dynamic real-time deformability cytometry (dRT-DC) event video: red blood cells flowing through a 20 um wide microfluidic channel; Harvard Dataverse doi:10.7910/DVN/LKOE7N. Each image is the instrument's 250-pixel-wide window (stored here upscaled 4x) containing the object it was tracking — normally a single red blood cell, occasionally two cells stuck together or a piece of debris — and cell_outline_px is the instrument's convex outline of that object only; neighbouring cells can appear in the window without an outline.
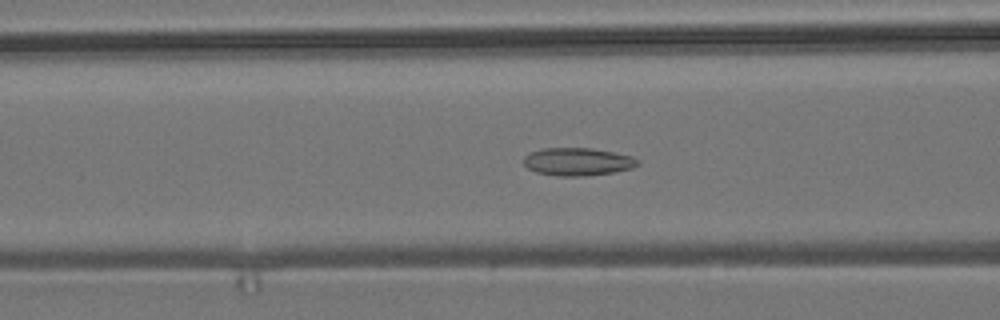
{"species": "common noctule bat (a hibernating species)", "species_latin": "Nyctalus noctula", "temperature_condition": "room temperature", "stored_images_in_passage": 39, "camera_frame_rate_fps": 3000, "um_per_image_px": 0.085, "animal": {"sex": "male", "body_mass_g": 19.2, "forearm_length_mm": 51.8}, "frame": {"image": 1, "passage_image": 6, "time_ms": 1.667, "image_size_px": [1000, 320], "cell_outline_px": [[640, 164], [632, 168], [616, 172], [584, 176], [556, 176], [536, 172], [528, 168], [524, 164], [524, 156], [532, 152], [544, 148], [592, 148], [632, 156], [640, 160]], "centroid_in_image_um": [49.13, 13.75], "position_along_channel_um": 117.5, "area_um2": 18.55}}
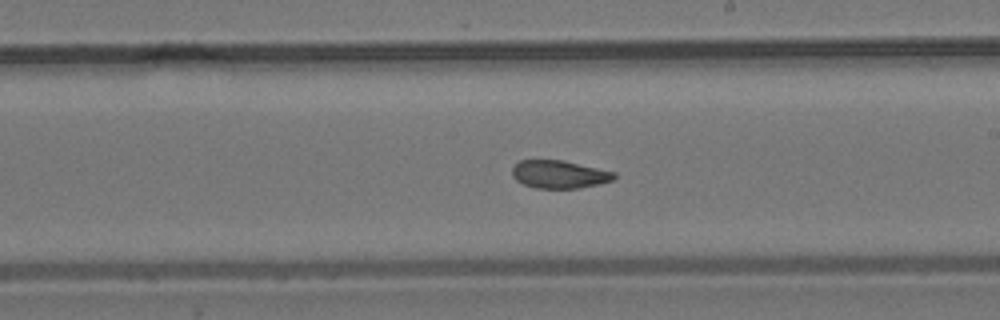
{"frame": {"image": 2, "passage_image": 16, "time_ms": 5.0, "image_size_px": [1000, 320], "cell_outline_px": [[616, 176], [612, 180], [580, 188], [536, 188], [524, 184], [516, 180], [512, 176], [512, 168], [520, 160], [564, 160], [616, 172]], "centroid_in_image_um": [47.53, 14.81], "position_along_channel_um": 241.5, "area_um2": 16.53}}
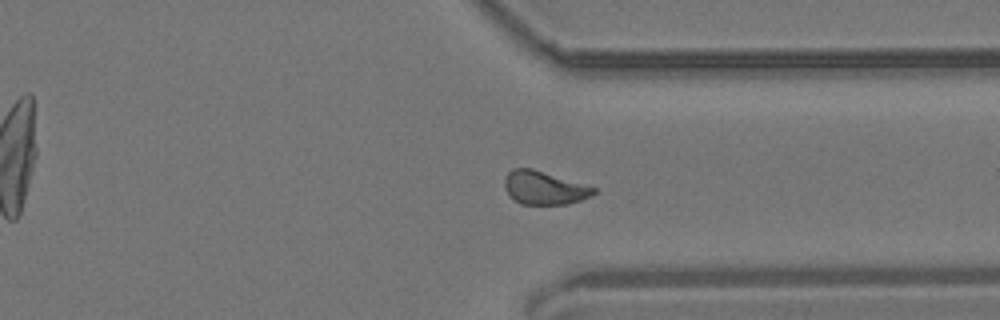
{"frame": {"image": 3, "passage_image": 26, "time_ms": 8.333, "image_size_px": [1000, 320], "cell_outline_px": [[596, 192], [592, 196], [568, 204], [520, 204], [508, 196], [504, 188], [504, 176], [512, 168], [532, 168], [596, 188]], "centroid_in_image_um": [46.2, 15.97], "position_along_channel_um": 365.2, "area_um2": 17.4}, "authors_computed_cell_mechanics": {"area_um2": 17.3978, "velocity_mm_per_s": 3.7167, "shape_relaxation_time_tau1_ms": null, "shape_relaxation_time_tau2_ms": 1.9945, "deformation_change_tau1": null, "deformation_change_tau2": 0.0782}}